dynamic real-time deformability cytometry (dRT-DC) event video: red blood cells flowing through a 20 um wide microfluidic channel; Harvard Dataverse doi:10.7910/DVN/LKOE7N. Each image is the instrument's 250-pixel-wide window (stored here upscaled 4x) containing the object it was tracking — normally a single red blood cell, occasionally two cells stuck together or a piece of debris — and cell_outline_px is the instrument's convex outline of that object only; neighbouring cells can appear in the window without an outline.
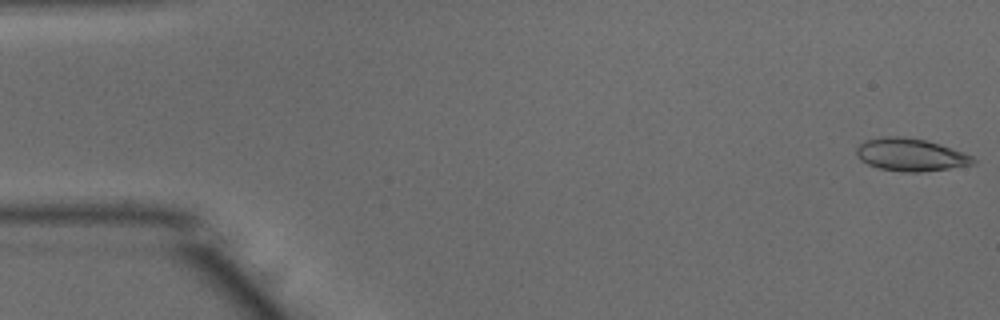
{"species": "common noctule bat (a hibernating species)", "species_latin": "Nyctalus noctula", "temperature_condition": "warm", "stored_images_in_passage": 51, "camera_frame_rate_fps": 3000, "um_per_image_px": 0.085, "animal": {"sex": "male", "body_mass_g": 15.6}, "frame": {"image": 1, "passage_image": 1, "time_ms": 0.0, "image_size_px": [1000, 320], "cell_outline_px": [[976, 160], [972, 164], [948, 168], [920, 172], [904, 172], [880, 168], [868, 164], [860, 160], [856, 156], [856, 148], [864, 140], [884, 136], [904, 136], [924, 140], [940, 144], [972, 156]], "centroid_in_image_um": [77.34, 13.14], "position_along_channel_um": 7.7, "area_um2": 22.02}}
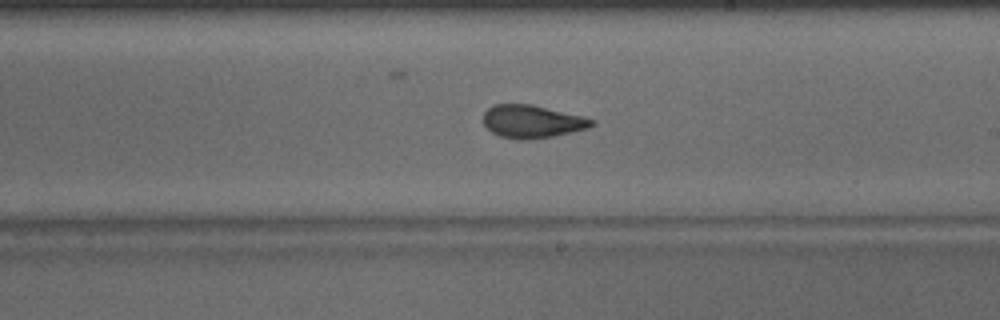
{"frame": {"image": 2, "passage_image": 29, "time_ms": 9.333, "image_size_px": [1000, 320], "cell_outline_px": [[596, 124], [588, 128], [572, 132], [552, 136], [524, 140], [500, 136], [492, 132], [484, 124], [484, 112], [492, 104], [532, 104], [584, 116], [596, 120]], "centroid_in_image_um": [45.26, 10.31], "position_along_channel_um": 243.7, "area_um2": 20.81}}
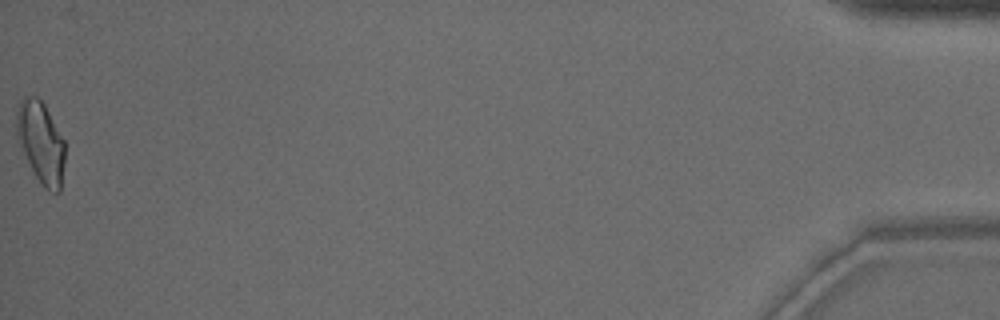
{"frame": {"image": 3, "passage_image": 51, "time_ms": 16.667, "image_size_px": [1000, 320], "cell_outline_px": [[64, 160], [60, 192], [52, 192], [44, 188], [40, 184], [20, 144], [16, 132], [16, 112], [20, 100], [24, 96], [36, 96], [44, 104], [64, 140]], "centroid_in_image_um": [3.47, 12.08], "position_along_channel_um": 431.7, "area_um2": 22.6}, "authors_computed_cell_mechanics": {"area_um2": 21.2704, "velocity_mm_per_s": 3.9467, "shape_relaxation_time_tau1_ms": 9.5552, "shape_relaxation_time_tau2_ms": 1.5238, "deformation_change_tau1": 0.2292, "deformation_change_tau2": 0.0849}}